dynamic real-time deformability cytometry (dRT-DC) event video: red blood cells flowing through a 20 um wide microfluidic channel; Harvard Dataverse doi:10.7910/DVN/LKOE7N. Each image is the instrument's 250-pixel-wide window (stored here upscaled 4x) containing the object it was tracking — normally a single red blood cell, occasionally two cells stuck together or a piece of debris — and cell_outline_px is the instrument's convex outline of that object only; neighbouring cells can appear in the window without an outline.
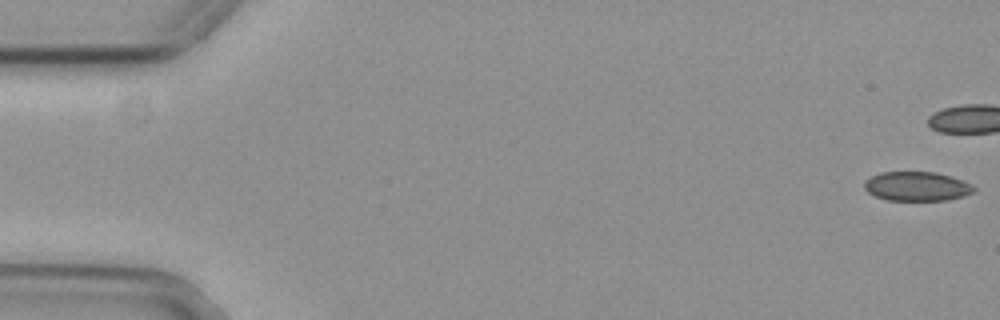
{"species": "common noctule bat (a hibernating species)", "species_latin": "Nyctalus noctula", "temperature_condition": "cold", "stored_images_in_passage": 12, "camera_frame_rate_fps": 3000, "um_per_image_px": 0.085, "animal": {"sex": "female", "body_mass_g": 29.2, "forearm_length_mm": 56.3}, "frame": {"image": 1, "passage_image": 1, "time_ms": 0.0, "image_size_px": [1000, 320], "cell_outline_px": [[976, 188], [972, 192], [964, 196], [948, 200], [888, 200], [876, 196], [868, 192], [864, 188], [864, 180], [880, 172], [936, 172], [952, 176], [972, 184]], "centroid_in_image_um": [77.94, 15.83], "position_along_channel_um": 7.1, "area_um2": 18.73}}